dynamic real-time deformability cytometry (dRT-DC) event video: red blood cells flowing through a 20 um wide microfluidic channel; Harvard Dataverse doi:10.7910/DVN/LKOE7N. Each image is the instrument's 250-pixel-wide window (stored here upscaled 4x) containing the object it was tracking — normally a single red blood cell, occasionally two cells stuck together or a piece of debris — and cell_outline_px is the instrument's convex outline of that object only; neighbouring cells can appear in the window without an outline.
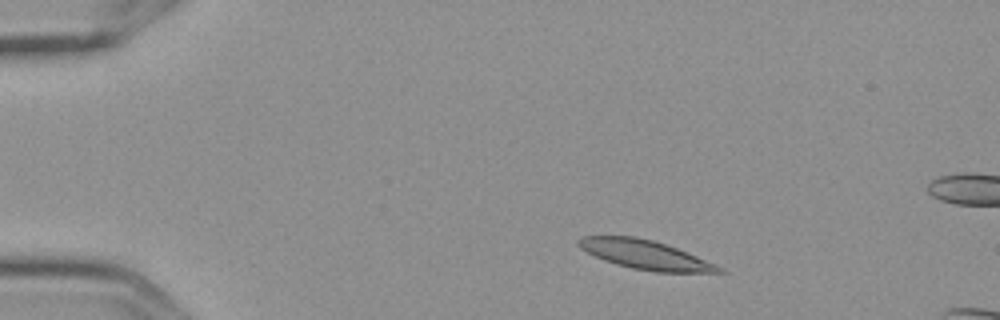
{"species": "Egyptian fruit bat (a non-hibernating species)", "species_latin": "Rousettus aegyptiacus", "temperature_condition": "cold", "stored_images_in_passage": 5, "camera_frame_rate_fps": 3000, "um_per_image_px": 0.085, "frame": {"image": 1, "passage_image": 2, "time_ms": 0.333, "image_size_px": [1000, 320], "cell_outline_px": [[728, 272], [656, 272], [632, 268], [616, 264], [604, 260], [580, 248], [576, 244], [576, 240], [584, 236], [636, 236], [652, 240], [676, 248], [716, 264], [724, 268]], "centroid_in_image_um": [54.83, 21.65], "position_along_channel_um": 30.2, "area_um2": 23.52}}